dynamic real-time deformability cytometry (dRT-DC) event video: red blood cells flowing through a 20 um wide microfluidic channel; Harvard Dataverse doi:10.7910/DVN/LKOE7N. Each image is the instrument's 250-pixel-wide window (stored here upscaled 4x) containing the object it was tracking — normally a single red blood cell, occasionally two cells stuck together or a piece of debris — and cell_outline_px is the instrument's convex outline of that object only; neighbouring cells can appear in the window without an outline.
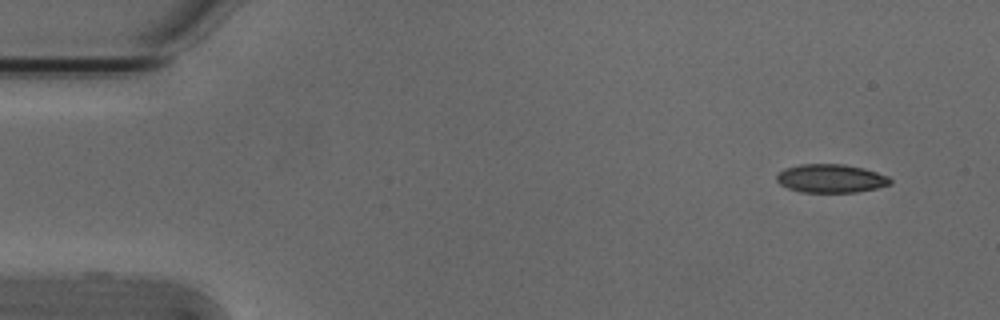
{"species": "Egyptian fruit bat (a non-hibernating species)", "species_latin": "Rousettus aegyptiacus", "temperature_condition": "cold", "stored_images_in_passage": 3, "camera_frame_rate_fps": 3000, "um_per_image_px": 0.085, "animal": {"sex": "male"}, "frame": {"image": 1, "passage_image": 1, "time_ms": 0.0, "image_size_px": [1000, 320], "cell_outline_px": [[892, 184], [876, 188], [856, 192], [800, 192], [788, 188], [780, 184], [776, 180], [776, 176], [784, 168], [800, 164], [844, 164], [864, 168], [888, 176], [892, 180]], "centroid_in_image_um": [70.62, 15.16], "position_along_channel_um": 14.4, "area_um2": 18.9}}